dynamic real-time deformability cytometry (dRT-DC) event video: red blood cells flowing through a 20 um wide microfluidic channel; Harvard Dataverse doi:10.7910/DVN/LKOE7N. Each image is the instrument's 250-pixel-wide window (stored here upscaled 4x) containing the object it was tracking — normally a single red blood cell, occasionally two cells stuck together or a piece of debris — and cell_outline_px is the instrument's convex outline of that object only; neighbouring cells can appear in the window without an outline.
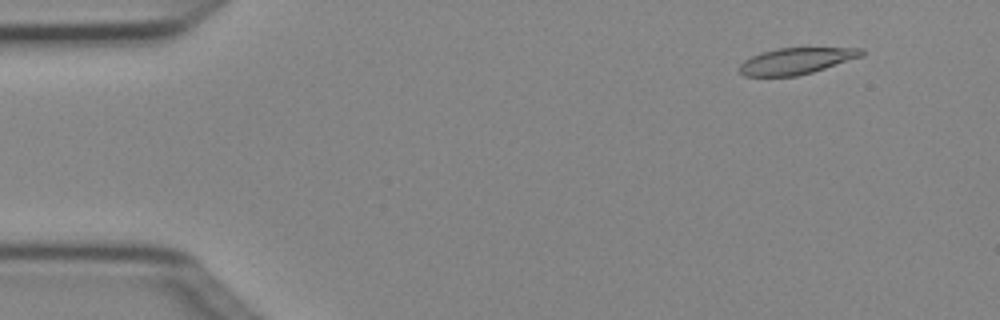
{"species": "Egyptian fruit bat (a non-hibernating species)", "species_latin": "Rousettus aegyptiacus", "temperature_condition": "cold", "stored_images_in_passage": 5, "camera_frame_rate_fps": 3000, "um_per_image_px": 0.085, "animal": {"sex": "female"}, "frame": {"image": 1, "passage_image": 2, "time_ms": 0.333, "image_size_px": [1000, 320], "cell_outline_px": [[864, 56], [812, 72], [796, 76], [744, 76], [736, 68], [744, 60], [752, 56], [776, 48], [864, 48]], "centroid_in_image_um": [67.68, 5.18], "position_along_channel_um": 17.3, "area_um2": 18.73}}
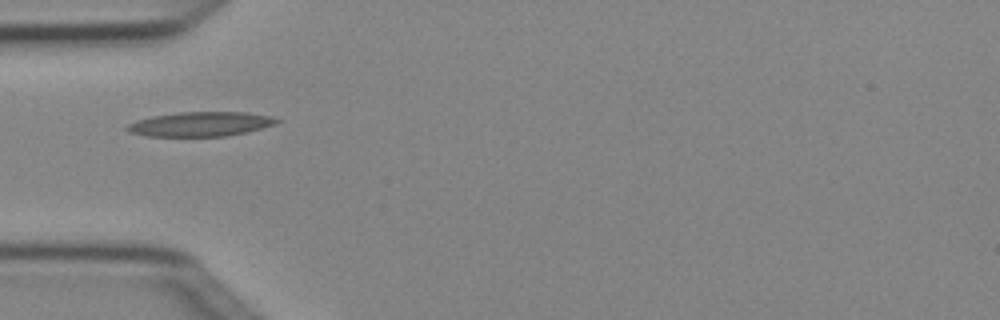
{"frame": {"image": 2, "passage_image": 5, "time_ms": 1.333, "image_size_px": [1000, 320], "cell_outline_px": [[280, 120], [276, 124], [248, 132], [228, 136], [144, 136], [128, 132], [124, 128], [128, 124], [136, 120], [152, 116], [180, 112], [244, 112], [272, 116]], "centroid_in_image_um": [17.03, 10.55], "position_along_channel_um": 68.0, "area_um2": 21.5}}